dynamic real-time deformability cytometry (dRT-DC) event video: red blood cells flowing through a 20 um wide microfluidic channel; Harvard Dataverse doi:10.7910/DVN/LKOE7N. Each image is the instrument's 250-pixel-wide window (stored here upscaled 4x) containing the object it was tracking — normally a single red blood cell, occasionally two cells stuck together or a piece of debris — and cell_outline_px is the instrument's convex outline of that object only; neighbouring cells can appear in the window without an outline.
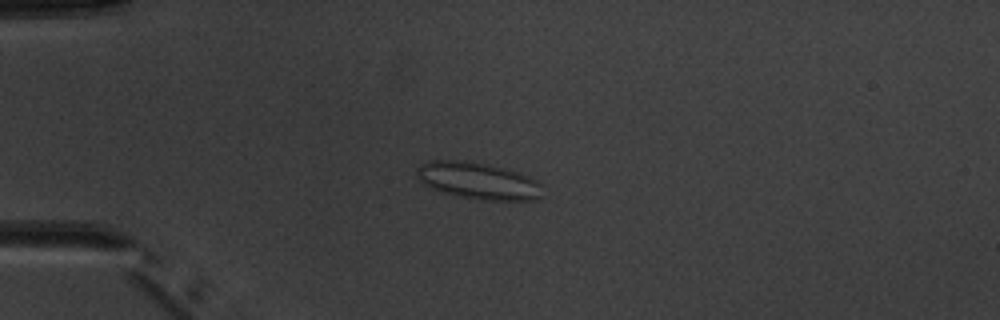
{"species": "common noctule bat (a hibernating species)", "species_latin": "Nyctalus noctula", "temperature_condition": "warm", "stored_images_in_passage": 8, "camera_frame_rate_fps": 3000, "um_per_image_px": 0.085, "animal": {"sex": "male", "body_mass_g": 20.1, "forearm_length_mm": 53.5}, "frame": {"image": 1, "passage_image": 2, "time_ms": 2.333, "image_size_px": [1000, 320], "cell_outline_px": [[540, 196], [536, 200], [480, 200], [440, 192], [424, 184], [416, 176], [416, 168], [420, 164], [428, 160], [456, 160], [480, 164], [500, 168], [532, 176], [540, 184]], "centroid_in_image_um": [40.59, 15.38], "position_along_channel_um": 44.4, "area_um2": 26.65}}
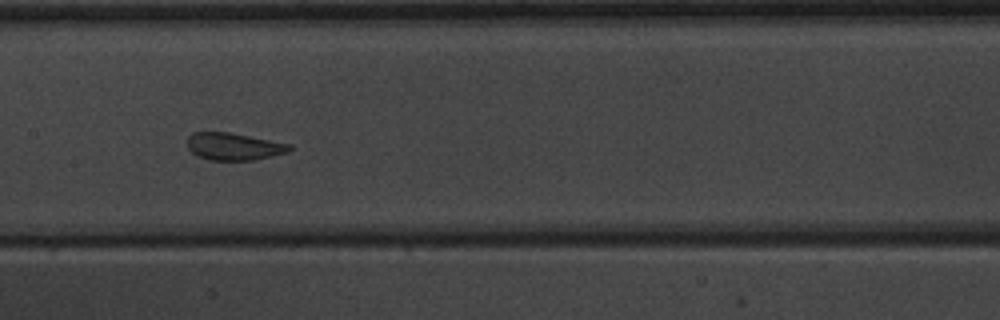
{"frame": {"image": 2, "passage_image": 6, "time_ms": 6.667, "image_size_px": [1000, 320], "cell_outline_px": [[292, 148], [288, 152], [252, 160], [208, 160], [196, 156], [188, 148], [188, 136], [192, 132], [228, 132], [292, 144]], "centroid_in_image_um": [19.85, 12.45], "position_along_channel_um": 187.5, "area_um2": 16.24}}
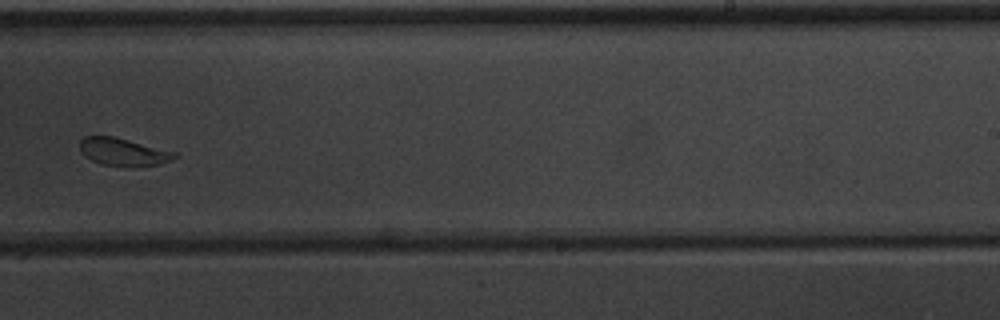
{"frame": {"image": 3, "passage_image": 8, "time_ms": 9.0, "image_size_px": [1000, 320], "cell_outline_px": [[180, 156], [160, 164], [100, 164], [84, 156], [80, 152], [80, 140], [84, 136], [112, 136], [176, 152]], "centroid_in_image_um": [10.44, 12.87], "position_along_channel_um": 278.6, "area_um2": 14.62}}